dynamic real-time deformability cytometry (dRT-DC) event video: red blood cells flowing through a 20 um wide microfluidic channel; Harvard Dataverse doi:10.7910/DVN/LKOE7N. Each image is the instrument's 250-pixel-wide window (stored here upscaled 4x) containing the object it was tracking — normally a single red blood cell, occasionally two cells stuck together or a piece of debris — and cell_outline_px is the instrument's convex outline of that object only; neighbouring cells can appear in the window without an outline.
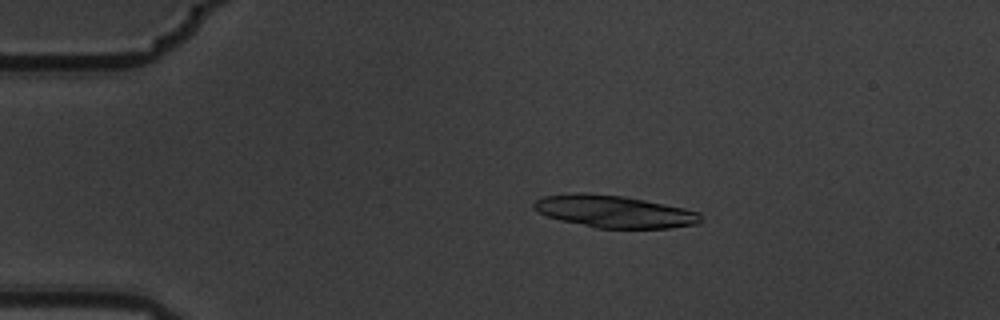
{"species": "common noctule bat (a hibernating species)", "species_latin": "Nyctalus noctula", "temperature_condition": "warm", "stored_images_in_passage": 5, "camera_frame_rate_fps": 3000, "um_per_image_px": 0.085, "animal": {"sex": "male", "body_mass_g": 19.5, "forearm_length_mm": 54.6}, "frame": {"image": 1, "passage_image": 4, "time_ms": 1.0, "image_size_px": [1000, 320], "cell_outline_px": [[700, 220], [696, 224], [668, 228], [596, 228], [560, 220], [536, 212], [532, 208], [532, 204], [536, 200], [544, 196], [576, 192], [584, 192], [624, 196], [684, 208], [700, 212]], "centroid_in_image_um": [52.15, 17.97], "position_along_channel_um": 32.9, "area_um2": 31.39}}